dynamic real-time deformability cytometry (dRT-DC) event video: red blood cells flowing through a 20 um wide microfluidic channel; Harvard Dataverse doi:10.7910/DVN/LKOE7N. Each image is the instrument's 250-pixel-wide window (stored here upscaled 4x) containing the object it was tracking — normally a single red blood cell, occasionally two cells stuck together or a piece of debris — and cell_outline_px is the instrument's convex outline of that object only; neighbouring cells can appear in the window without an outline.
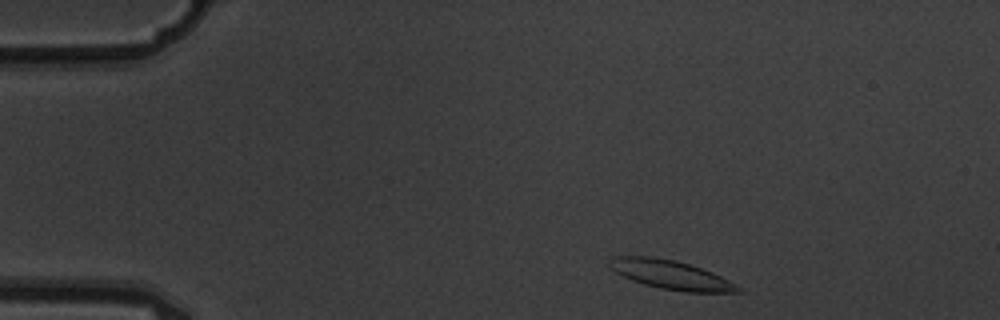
{"species": "common noctule bat (a hibernating species)", "species_latin": "Nyctalus noctula", "temperature_condition": "warm", "stored_images_in_passage": 4, "camera_frame_rate_fps": 3000, "um_per_image_px": 0.085, "animal": {"sex": "male", "body_mass_g": 19.5, "forearm_length_mm": 54.6}, "frame": {"image": 1, "passage_image": 1, "time_ms": 0.0, "image_size_px": [1000, 320], "cell_outline_px": [[744, 292], [684, 292], [660, 288], [644, 284], [632, 280], [608, 268], [608, 260], [612, 256], [652, 256], [676, 260], [712, 272], [744, 288]], "centroid_in_image_um": [57.01, 23.35], "position_along_channel_um": 28.0, "area_um2": 21.79}}
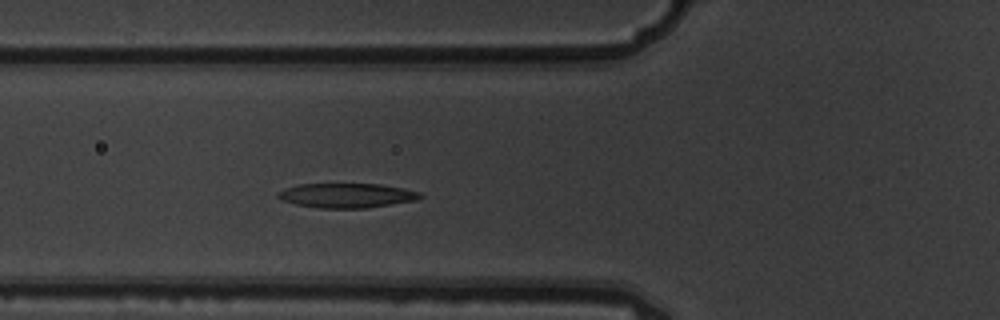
{"frame": {"image": 2, "passage_image": 4, "time_ms": 1.0, "image_size_px": [1000, 320], "cell_outline_px": [[424, 196], [416, 200], [368, 208], [320, 208], [296, 204], [284, 200], [276, 196], [276, 192], [300, 184], [380, 184], [404, 188], [420, 192]], "centroid_in_image_um": [29.51, 16.61], "position_along_channel_um": 96.3, "area_um2": 20.23}}